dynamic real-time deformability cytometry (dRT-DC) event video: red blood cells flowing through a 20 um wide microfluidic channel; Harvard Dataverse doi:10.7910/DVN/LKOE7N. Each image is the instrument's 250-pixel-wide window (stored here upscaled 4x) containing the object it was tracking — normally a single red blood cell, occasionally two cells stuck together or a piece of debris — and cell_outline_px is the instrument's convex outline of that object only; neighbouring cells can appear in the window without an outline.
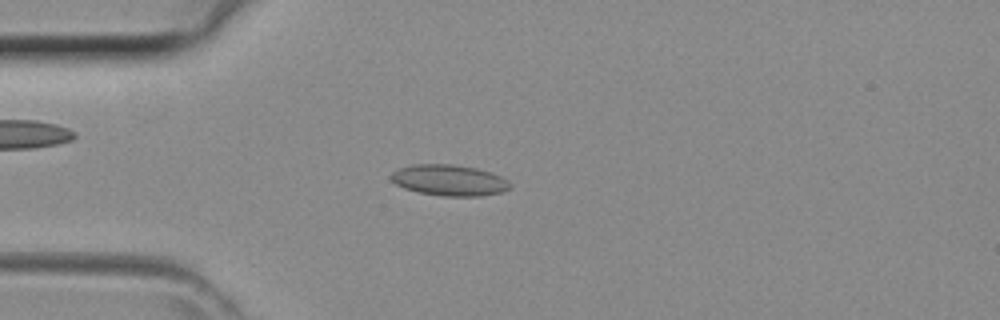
{"species": "common noctule bat (a hibernating species)", "species_latin": "Nyctalus noctula", "temperature_condition": "room temperature", "stored_images_in_passage": 42, "camera_frame_rate_fps": 3000, "um_per_image_px": 0.085, "animal": {"sex": "female", "body_mass_g": 29.2, "forearm_length_mm": 56.3}, "frame": {"image": 1, "passage_image": 11, "time_ms": 3.333, "image_size_px": [1000, 320], "cell_outline_px": [[512, 184], [508, 188], [500, 192], [480, 196], [444, 196], [420, 192], [404, 188], [396, 184], [388, 176], [392, 172], [400, 168], [412, 164], [452, 164], [476, 168], [500, 176], [508, 180]], "centroid_in_image_um": [38.16, 15.31], "position_along_channel_um": 46.8, "area_um2": 21.33}}
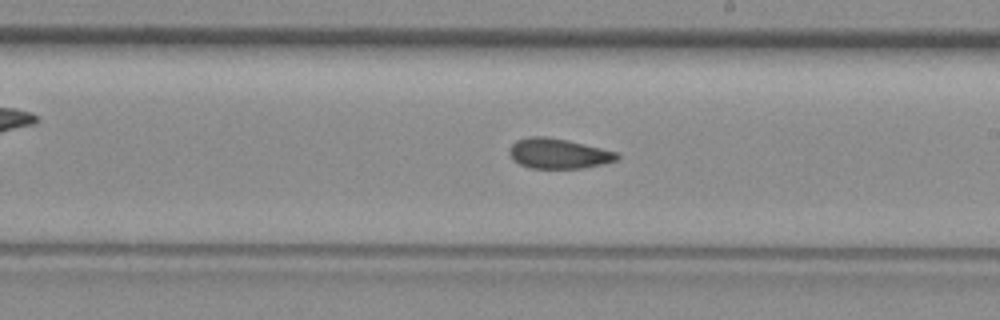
{"frame": {"image": 2, "passage_image": 24, "time_ms": 7.667, "image_size_px": [1000, 320], "cell_outline_px": [[620, 160], [604, 164], [584, 168], [528, 168], [520, 164], [508, 152], [508, 148], [516, 140], [528, 136], [544, 136], [568, 140], [616, 152], [620, 156]], "centroid_in_image_um": [47.48, 13.05], "position_along_channel_um": 241.5, "area_um2": 18.96}}
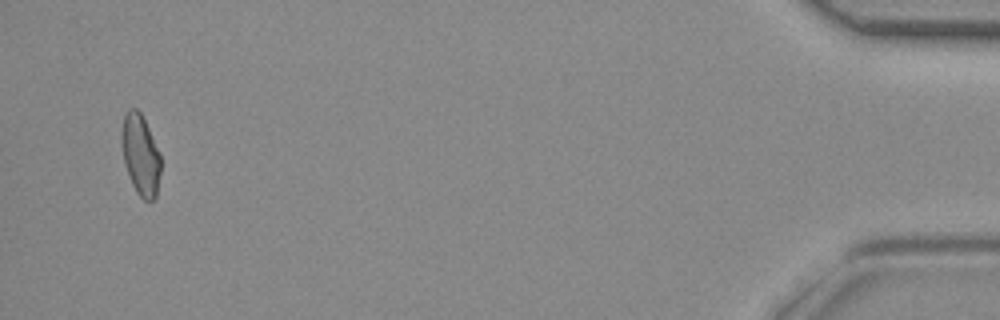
{"frame": {"image": 3, "passage_image": 41, "time_ms": 13.333, "image_size_px": [1000, 320], "cell_outline_px": [[160, 172], [156, 196], [152, 200], [144, 200], [136, 192], [132, 184], [124, 164], [120, 144], [120, 132], [124, 116], [128, 108], [136, 108], [140, 112], [160, 152]], "centroid_in_image_um": [11.91, 13.14], "position_along_channel_um": 423.3, "area_um2": 18.55}}